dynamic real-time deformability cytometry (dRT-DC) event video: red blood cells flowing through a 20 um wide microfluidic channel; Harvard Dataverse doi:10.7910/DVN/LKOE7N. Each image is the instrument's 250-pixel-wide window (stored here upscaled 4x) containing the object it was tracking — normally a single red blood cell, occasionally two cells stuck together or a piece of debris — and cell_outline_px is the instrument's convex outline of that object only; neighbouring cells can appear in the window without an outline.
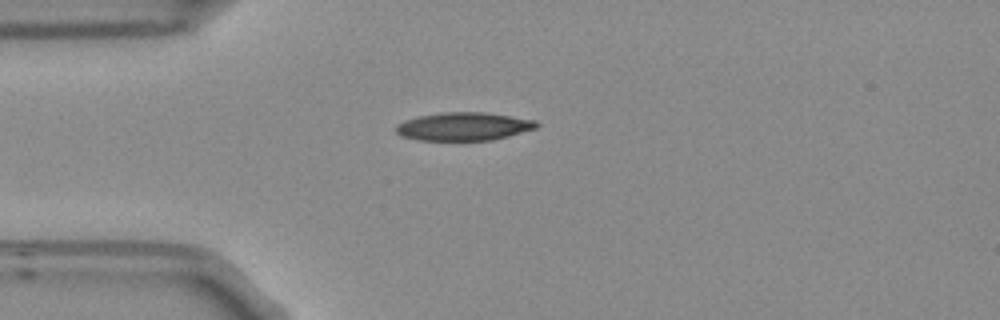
{"species": "Egyptian fruit bat (a non-hibernating species)", "species_latin": "Rousettus aegyptiacus", "temperature_condition": "room temperature", "stored_images_in_passage": 1, "camera_frame_rate_fps": 3000, "um_per_image_px": 0.085, "frame": {"image": 1, "passage_image": 1, "time_ms": 0.0, "image_size_px": [1000, 320], "cell_outline_px": [[540, 124], [536, 128], [508, 136], [492, 140], [420, 140], [400, 136], [396, 132], [396, 124], [404, 120], [420, 116], [444, 112], [484, 112], [536, 120]], "centroid_in_image_um": [39.41, 10.75], "position_along_channel_um": 45.6, "area_um2": 23.0}}